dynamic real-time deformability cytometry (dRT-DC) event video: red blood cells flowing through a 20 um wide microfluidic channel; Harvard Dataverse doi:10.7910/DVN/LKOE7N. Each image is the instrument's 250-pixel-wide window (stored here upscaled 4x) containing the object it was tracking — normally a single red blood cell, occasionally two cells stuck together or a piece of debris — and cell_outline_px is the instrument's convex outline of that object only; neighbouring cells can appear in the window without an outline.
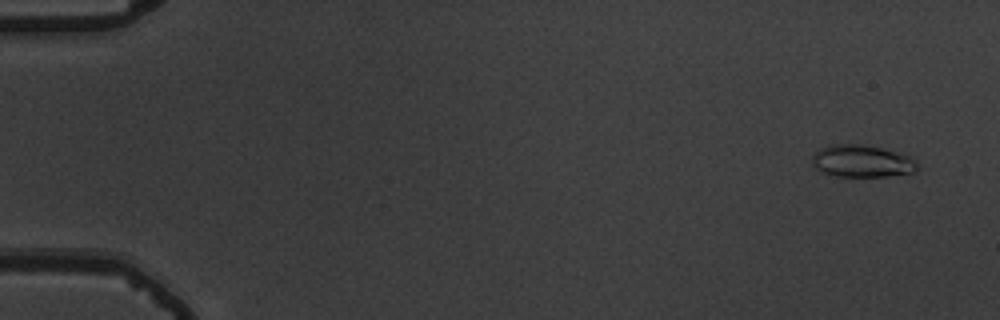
{"species": "common noctule bat (a hibernating species)", "species_latin": "Nyctalus noctula", "temperature_condition": "warm", "stored_images_in_passage": 57, "camera_frame_rate_fps": 3000, "um_per_image_px": 0.085, "animal": {"sex": "male", "body_mass_g": 19.5, "forearm_length_mm": 54.6}, "frame": {"image": 1, "passage_image": 4, "time_ms": 1.0, "image_size_px": [1000, 320], "cell_outline_px": [[916, 172], [888, 176], [836, 176], [824, 172], [816, 168], [812, 164], [812, 156], [820, 148], [828, 144], [860, 144], [880, 148], [896, 152], [908, 156], [916, 160]], "centroid_in_image_um": [73.24, 13.69], "position_along_channel_um": 11.8, "area_um2": 19.59}}
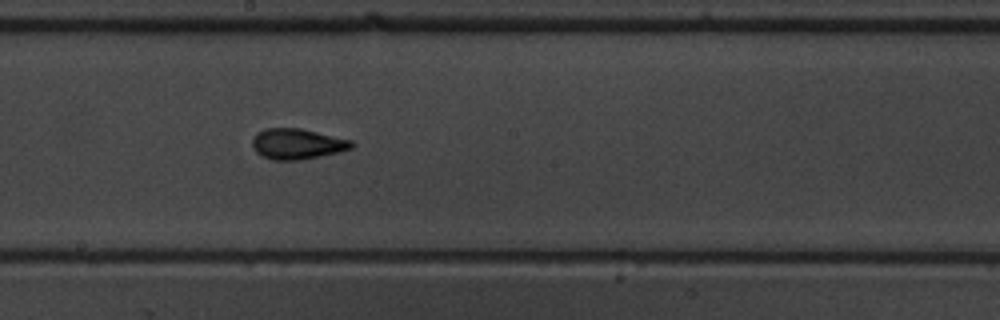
{"frame": {"image": 2, "passage_image": 33, "time_ms": 10.667, "image_size_px": [1000, 320], "cell_outline_px": [[356, 144], [352, 148], [340, 152], [300, 160], [272, 160], [256, 152], [252, 148], [252, 140], [256, 132], [264, 128], [300, 128], [352, 140]], "centroid_in_image_um": [25.26, 12.23], "position_along_channel_um": 222.9, "area_um2": 17.86}}
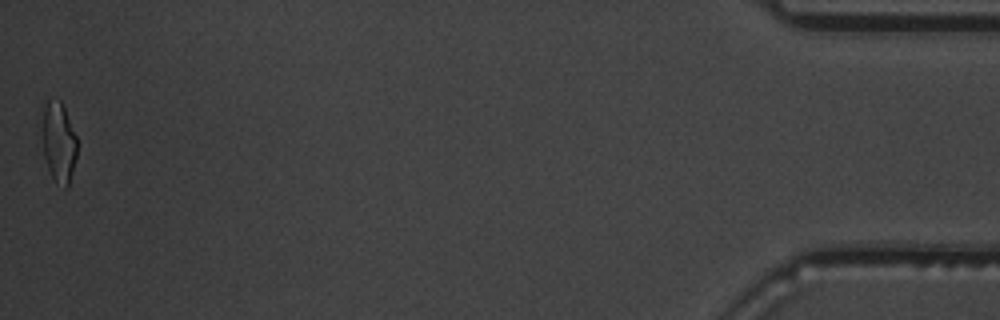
{"frame": {"image": 3, "passage_image": 57, "time_ms": 18.667, "image_size_px": [1000, 320], "cell_outline_px": [[76, 156], [68, 188], [64, 188], [56, 184], [48, 168], [44, 156], [40, 140], [44, 100], [60, 100], [64, 108], [76, 136]], "centroid_in_image_um": [4.94, 12.09], "position_along_channel_um": 430.3, "area_um2": 16.65}, "authors_computed_cell_mechanics": {"area_um2": 17.3978, "velocity_mm_per_s": 3.6933, "shape_relaxation_time_tau1_ms": 8.8836, "shape_relaxation_time_tau2_ms": 1.7599, "deformation_change_tau1": 0.2442, "deformation_change_tau2": 0.0987}}